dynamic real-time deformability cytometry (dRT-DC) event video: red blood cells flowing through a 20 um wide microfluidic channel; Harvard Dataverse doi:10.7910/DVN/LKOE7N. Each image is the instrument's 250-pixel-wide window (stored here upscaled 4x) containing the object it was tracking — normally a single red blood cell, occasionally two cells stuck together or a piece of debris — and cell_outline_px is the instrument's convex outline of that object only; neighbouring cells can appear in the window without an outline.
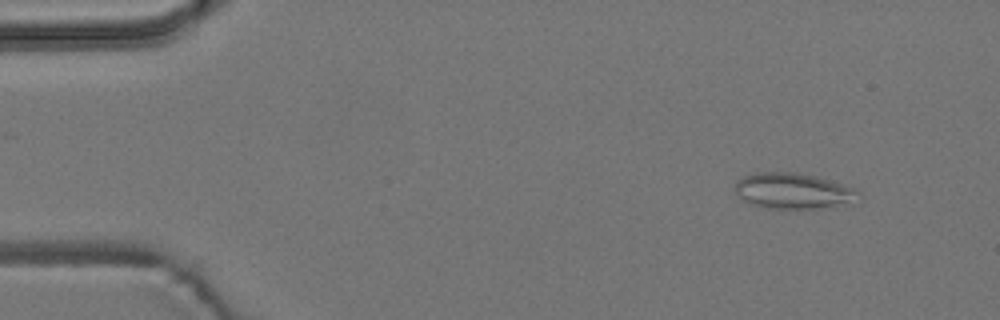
{"species": "common noctule bat (a hibernating species)", "species_latin": "Nyctalus noctula", "temperature_condition": "room temperature", "stored_images_in_passage": 5, "camera_frame_rate_fps": 3000, "um_per_image_px": 0.085, "animal": {"sex": "male", "body_mass_g": 19.2, "forearm_length_mm": 51.8}, "frame": {"image": 1, "passage_image": 2, "time_ms": 1.333, "image_size_px": [1000, 320], "cell_outline_px": [[860, 192], [844, 200], [832, 204], [816, 208], [760, 208], [744, 200], [736, 192], [736, 180], [744, 176], [756, 172], [796, 172], [828, 180], [856, 188]], "centroid_in_image_um": [67.24, 16.19], "position_along_channel_um": 17.8, "area_um2": 24.57}}